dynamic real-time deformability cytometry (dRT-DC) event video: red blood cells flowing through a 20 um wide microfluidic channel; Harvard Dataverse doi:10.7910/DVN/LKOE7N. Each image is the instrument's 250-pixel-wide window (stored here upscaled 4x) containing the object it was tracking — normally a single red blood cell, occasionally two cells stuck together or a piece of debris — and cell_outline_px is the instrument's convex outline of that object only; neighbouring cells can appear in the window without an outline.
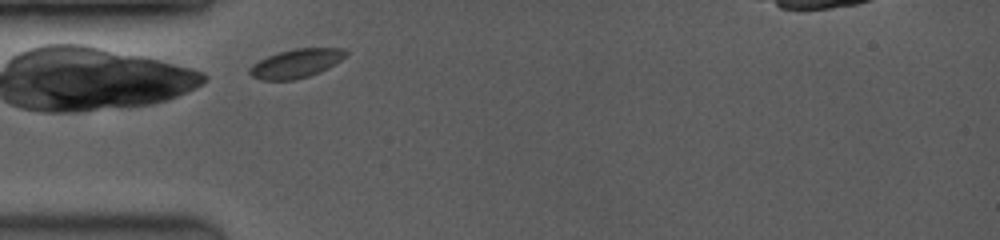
{"species": "common noctule bat (a hibernating species)", "species_latin": "Nyctalus noctula", "temperature_condition": "room temperature", "stored_images_in_passage": 10, "camera_frame_rate_fps": 3500, "um_per_image_px": 0.085, "animal": {"sex": "female", "body_mass_g": 19.0, "forearm_length_mm": 53.3}, "frame": {"image": 1, "passage_image": 1, "time_ms": 0.0, "image_size_px": [1000, 240], "cell_outline_px": [[348, 56], [328, 68], [320, 72], [308, 76], [292, 80], [260, 80], [252, 76], [248, 72], [248, 68], [252, 64], [268, 56], [280, 52], [296, 48], [344, 48], [348, 52]], "centroid_in_image_um": [25.19, 5.39], "position_along_channel_um": 59.8, "area_um2": 16.18}}
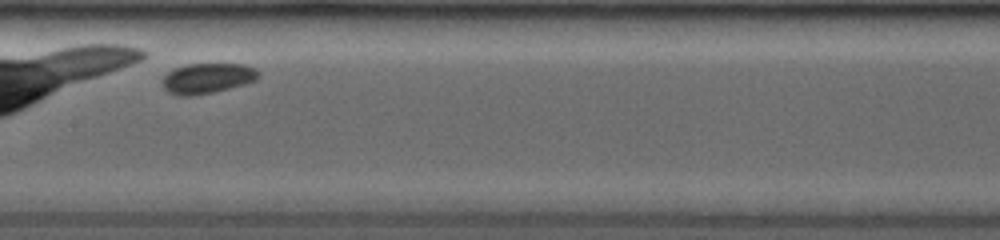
{"frame": {"image": 2, "passage_image": 9, "time_ms": 2.286, "image_size_px": [1000, 240], "cell_outline_px": [[260, 72], [256, 80], [244, 84], [212, 92], [192, 96], [176, 96], [168, 92], [160, 84], [164, 76], [168, 72], [176, 68], [188, 64], [244, 64], [256, 68]], "centroid_in_image_um": [17.6, 6.66], "position_along_channel_um": 189.8, "area_um2": 16.99}}